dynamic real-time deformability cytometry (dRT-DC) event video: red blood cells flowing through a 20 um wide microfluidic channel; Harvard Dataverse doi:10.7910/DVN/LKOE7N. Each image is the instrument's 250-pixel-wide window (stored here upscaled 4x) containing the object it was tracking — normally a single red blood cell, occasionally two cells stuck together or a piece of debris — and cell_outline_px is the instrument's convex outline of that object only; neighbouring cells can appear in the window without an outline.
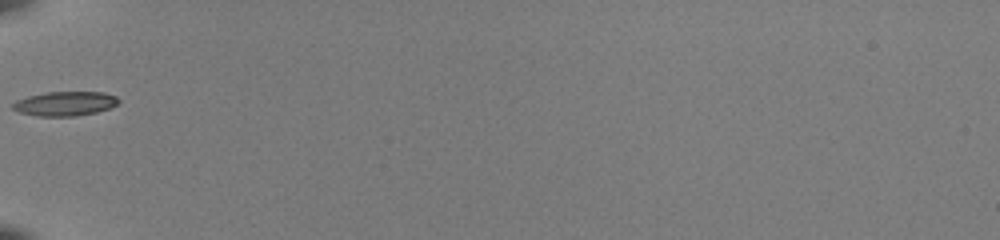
{"species": "common noctule bat (a hibernating species)", "species_latin": "Nyctalus noctula", "temperature_condition": "room temperature", "stored_images_in_passage": 32, "camera_frame_rate_fps": 3000, "um_per_image_px": 0.085, "animal": {"sex": "female", "body_mass_g": 22.0, "forearm_length_mm": 56.7}, "frame": {"image": 1, "passage_image": 1, "time_ms": 0.0, "image_size_px": [1000, 240], "cell_outline_px": [[120, 100], [116, 104], [108, 108], [96, 112], [76, 116], [36, 116], [20, 112], [12, 108], [12, 104], [16, 100], [28, 96], [48, 92], [104, 92], [116, 96]], "centroid_in_image_um": [5.52, 8.8], "position_along_channel_um": 79.5, "area_um2": 14.91}, "authors_computed_cell_mechanics": {"area_um2": 14.3055, "velocity_mm_per_s": 4.0022, "shape_relaxation_time_tau1_ms": 1.6402, "shape_relaxation_time_tau2_ms": null, "deformation_change_tau1": 0.1144, "deformation_change_tau2": null}}